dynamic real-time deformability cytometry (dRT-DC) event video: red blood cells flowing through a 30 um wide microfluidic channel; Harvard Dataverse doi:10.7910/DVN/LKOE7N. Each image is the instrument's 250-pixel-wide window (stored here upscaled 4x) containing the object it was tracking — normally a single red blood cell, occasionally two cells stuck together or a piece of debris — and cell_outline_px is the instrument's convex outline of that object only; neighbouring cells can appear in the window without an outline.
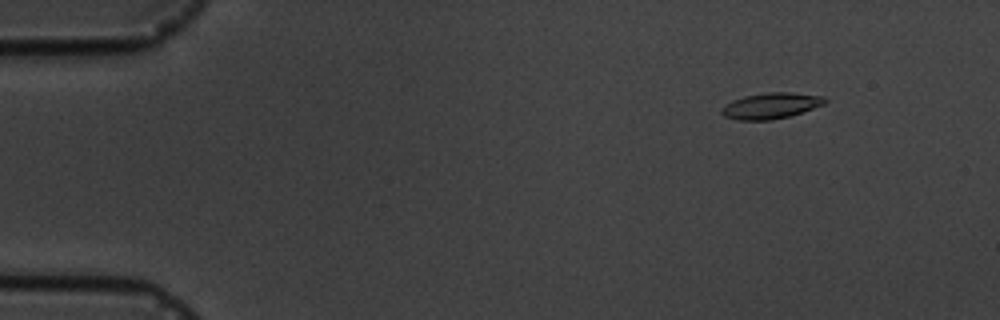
{"species": "common noctule bat (a hibernating species)", "species_latin": "Nyctalus noctula", "temperature_condition": "cold", "stored_images_in_passage": 5, "camera_frame_rate_fps": 3000, "um_per_image_px": 0.085, "animal": {"sex": "male", "body_mass_g": 19.5, "forearm_length_mm": 54.6}, "frame": {"image": 1, "passage_image": 2, "time_ms": 1.0, "image_size_px": [1000, 320], "cell_outline_px": [[828, 100], [824, 104], [804, 112], [792, 116], [772, 120], [740, 120], [724, 116], [720, 112], [720, 108], [732, 100], [744, 96], [768, 92], [792, 92], [824, 96]], "centroid_in_image_um": [65.55, 8.99], "position_along_channel_um": 19.5, "area_um2": 15.84}}
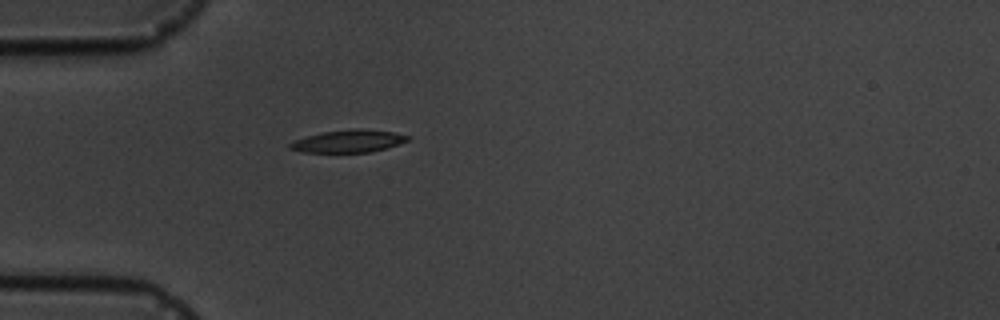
{"frame": {"image": 2, "passage_image": 5, "time_ms": 4.333, "image_size_px": [1000, 320], "cell_outline_px": [[408, 140], [372, 152], [304, 152], [288, 148], [288, 144], [296, 140], [308, 136], [324, 132], [356, 128], [360, 128], [396, 132], [408, 136]], "centroid_in_image_um": [29.61, 11.99], "position_along_channel_um": 55.4, "area_um2": 15.14}}